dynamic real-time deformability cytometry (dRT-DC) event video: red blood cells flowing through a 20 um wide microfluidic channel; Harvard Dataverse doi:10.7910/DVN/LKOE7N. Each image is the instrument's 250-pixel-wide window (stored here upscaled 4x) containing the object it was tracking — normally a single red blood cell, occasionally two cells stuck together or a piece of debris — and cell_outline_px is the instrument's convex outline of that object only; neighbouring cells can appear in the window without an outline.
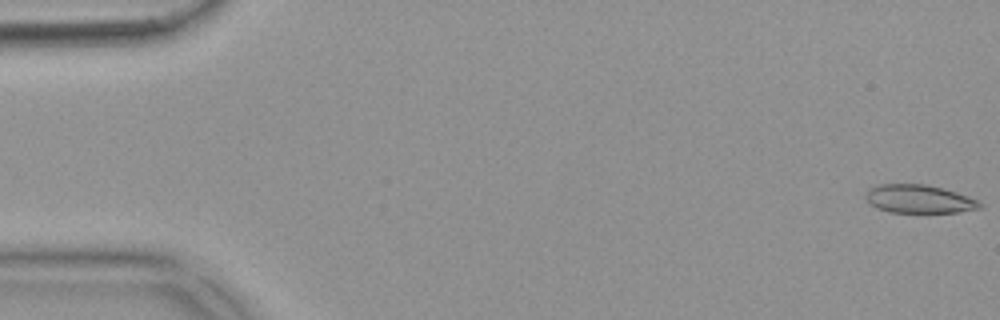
{"species": "common noctule bat (a hibernating species)", "species_latin": "Nyctalus noctula", "temperature_condition": "warm", "stored_images_in_passage": 53, "camera_frame_rate_fps": 3000, "um_per_image_px": 0.085, "animal": {"sex": "female", "body_mass_g": 18.4}, "frame": {"image": 1, "passage_image": 1, "time_ms": 0.0, "image_size_px": [1000, 320], "cell_outline_px": [[980, 208], [960, 212], [888, 212], [876, 208], [864, 196], [864, 192], [868, 188], [876, 184], [924, 184], [944, 188], [956, 192], [976, 200], [980, 204]], "centroid_in_image_um": [78.04, 16.9], "position_along_channel_um": 7.0, "area_um2": 18.79}}
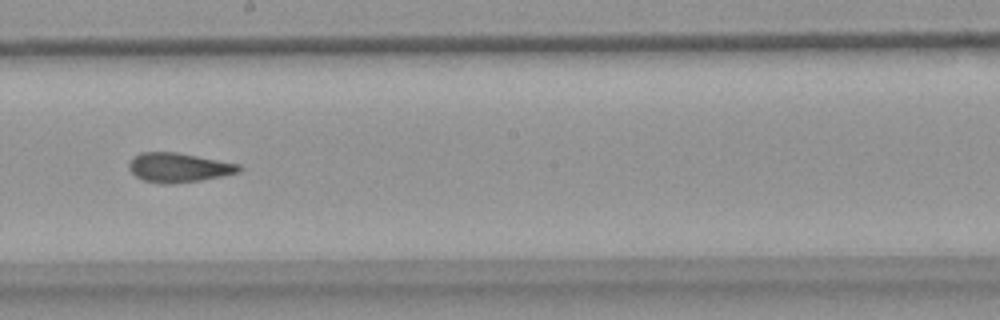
{"frame": {"image": 2, "passage_image": 30, "time_ms": 9.667, "image_size_px": [1000, 320], "cell_outline_px": [[244, 168], [240, 172], [200, 180], [172, 184], [160, 184], [144, 180], [136, 176], [128, 168], [128, 164], [132, 156], [140, 152], [176, 152], [240, 164]], "centroid_in_image_um": [15.17, 14.24], "position_along_channel_um": 233.0, "area_um2": 18.9}}
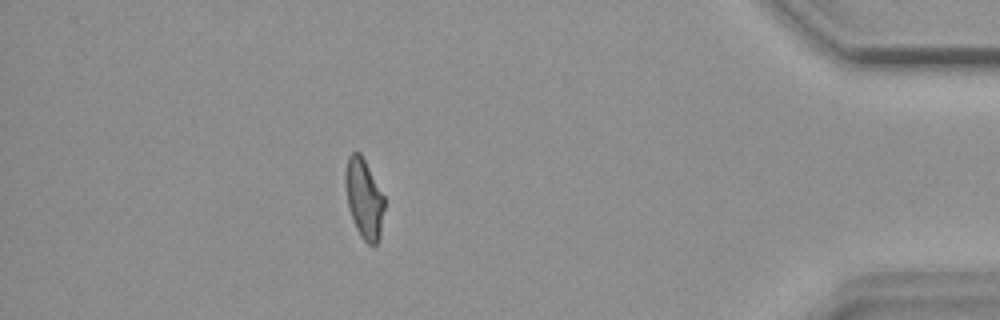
{"frame": {"image": 3, "passage_image": 47, "time_ms": 15.333, "image_size_px": [1000, 320], "cell_outline_px": [[384, 208], [380, 236], [376, 244], [368, 244], [360, 236], [356, 228], [348, 204], [344, 184], [344, 176], [348, 156], [352, 152], [360, 152], [384, 196]], "centroid_in_image_um": [30.93, 16.86], "position_along_channel_um": 404.3, "area_um2": 17.92}, "authors_computed_cell_mechanics": {"area_um2": 18.9584, "velocity_mm_per_s": 3.8373, "shape_relaxation_time_tau1_ms": null, "shape_relaxation_time_tau2_ms": 1.9941, "deformation_change_tau1": null, "deformation_change_tau2": 0.1007}}